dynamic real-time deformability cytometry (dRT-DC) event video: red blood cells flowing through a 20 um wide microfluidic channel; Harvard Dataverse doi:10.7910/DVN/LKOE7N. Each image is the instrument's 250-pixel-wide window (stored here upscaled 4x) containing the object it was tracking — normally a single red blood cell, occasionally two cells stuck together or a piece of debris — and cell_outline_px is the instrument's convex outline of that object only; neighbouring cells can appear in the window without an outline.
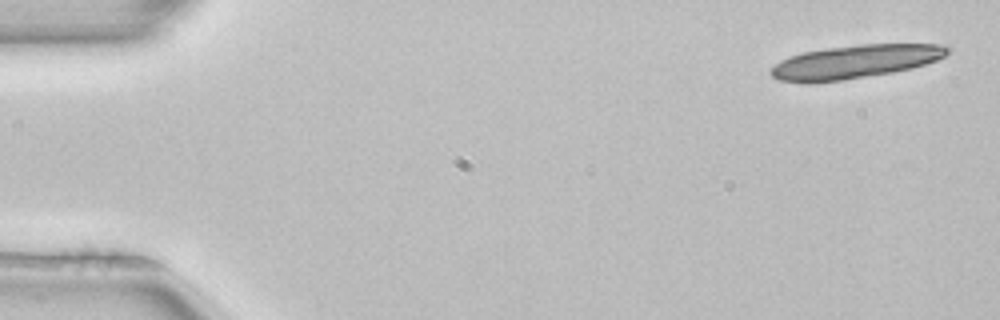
{"species": "common noctule bat (a hibernating species)", "species_latin": "Nyctalus noctula", "temperature_condition": "room temperature", "stored_images_in_passage": 16, "camera_frame_rate_fps": 3000, "um_per_image_px": 0.085, "animal": {"sex": "female", "body_mass_g": 22.7, "forearm_length_mm": 54.2}, "frame": {"image": 1, "passage_image": 1, "time_ms": 0.0, "image_size_px": [1000, 320], "cell_outline_px": [[952, 48], [944, 56], [936, 60], [912, 68], [892, 72], [844, 80], [808, 84], [804, 84], [780, 80], [772, 76], [768, 72], [780, 60], [788, 56], [804, 52], [828, 48], [860, 44], [940, 44]], "centroid_in_image_um": [72.63, 5.26], "position_along_channel_um": 12.4, "area_um2": 34.51}}